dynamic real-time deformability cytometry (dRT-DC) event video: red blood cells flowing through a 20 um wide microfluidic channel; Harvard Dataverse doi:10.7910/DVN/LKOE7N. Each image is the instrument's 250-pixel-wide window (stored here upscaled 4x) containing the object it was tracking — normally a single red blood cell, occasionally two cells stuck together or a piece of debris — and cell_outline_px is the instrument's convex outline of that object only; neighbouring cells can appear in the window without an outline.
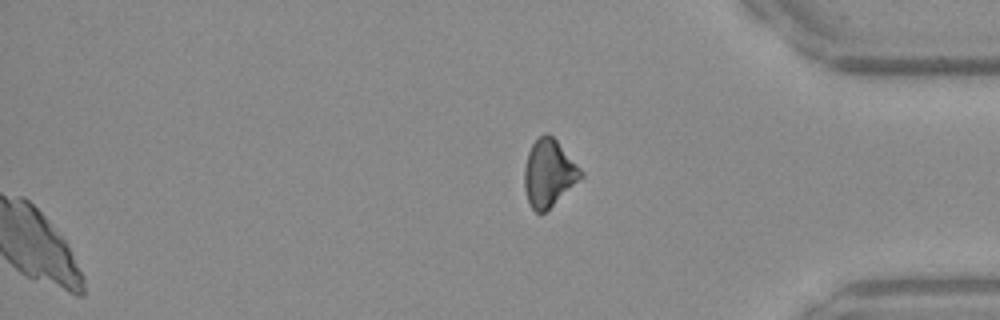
{"species": "Egyptian fruit bat (a non-hibernating species)", "species_latin": "Rousettus aegyptiacus", "temperature_condition": "warm", "stored_images_in_passage": 35, "camera_frame_rate_fps": 3000, "um_per_image_px": 0.085, "frame": {"image": 1, "passage_image": 35, "time_ms": 11.333, "image_size_px": [1000, 320], "cell_outline_px": [[584, 176], [544, 212], [536, 212], [532, 208], [528, 200], [524, 188], [524, 168], [528, 152], [532, 144], [544, 132], [548, 132], [556, 140], [584, 172]], "centroid_in_image_um": [46.64, 14.69], "position_along_channel_um": 388.6, "area_um2": 21.79}}